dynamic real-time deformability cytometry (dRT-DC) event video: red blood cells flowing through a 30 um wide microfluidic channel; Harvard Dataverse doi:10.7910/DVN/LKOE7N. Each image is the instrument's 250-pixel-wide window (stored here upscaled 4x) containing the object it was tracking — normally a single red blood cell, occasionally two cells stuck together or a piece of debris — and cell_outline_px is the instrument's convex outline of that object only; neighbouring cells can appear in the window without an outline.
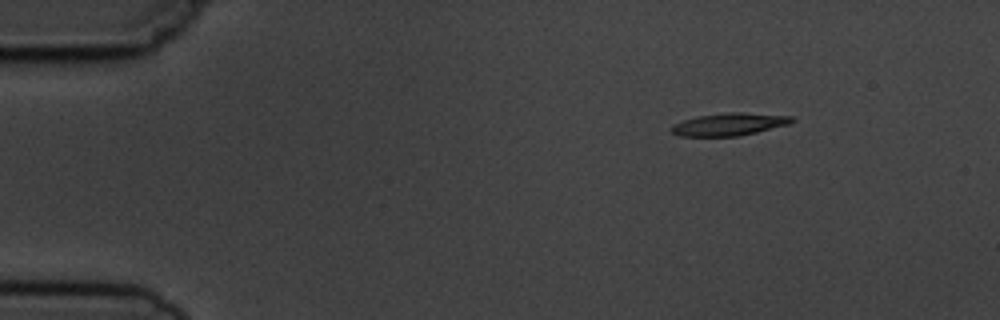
{"species": "common noctule bat (a hibernating species)", "species_latin": "Nyctalus noctula", "temperature_condition": "cold", "stored_images_in_passage": 3, "camera_frame_rate_fps": 3000, "um_per_image_px": 0.085, "animal": {"sex": "male", "body_mass_g": 19.5, "forearm_length_mm": 54.6}, "frame": {"image": 1, "passage_image": 1, "time_ms": 0.0, "image_size_px": [1000, 320], "cell_outline_px": [[796, 120], [788, 124], [756, 132], [736, 136], [680, 136], [672, 132], [668, 128], [672, 124], [696, 116], [728, 112], [740, 112], [792, 116]], "centroid_in_image_um": [61.94, 10.56], "position_along_channel_um": 23.1, "area_um2": 15.78}}